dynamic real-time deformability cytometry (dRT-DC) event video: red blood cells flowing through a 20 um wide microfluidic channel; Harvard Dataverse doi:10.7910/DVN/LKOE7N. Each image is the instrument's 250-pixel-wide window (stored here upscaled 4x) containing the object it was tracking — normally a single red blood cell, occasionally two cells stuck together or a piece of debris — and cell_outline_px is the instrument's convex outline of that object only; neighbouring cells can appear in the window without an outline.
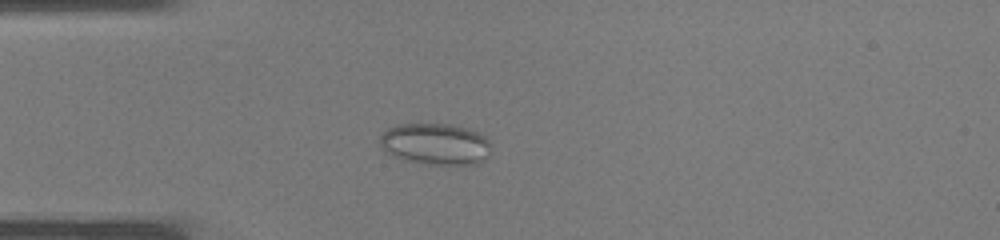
{"species": "common noctule bat (a hibernating species)", "species_latin": "Nyctalus noctula", "temperature_condition": "warm", "stored_images_in_passage": 30, "camera_frame_rate_fps": 3000, "um_per_image_px": 0.085, "animal": {"sex": "male", "body_mass_g": 19.0, "forearm_length_mm": 50.8}, "frame": {"image": 1, "passage_image": 3, "time_ms": 0.667, "image_size_px": [1000, 240], "cell_outline_px": [[488, 156], [476, 164], [420, 164], [404, 160], [392, 156], [380, 144], [380, 136], [388, 128], [400, 124], [452, 124], [476, 132], [484, 136], [488, 140]], "centroid_in_image_um": [36.97, 12.25], "position_along_channel_um": 48.0, "area_um2": 26.59}}
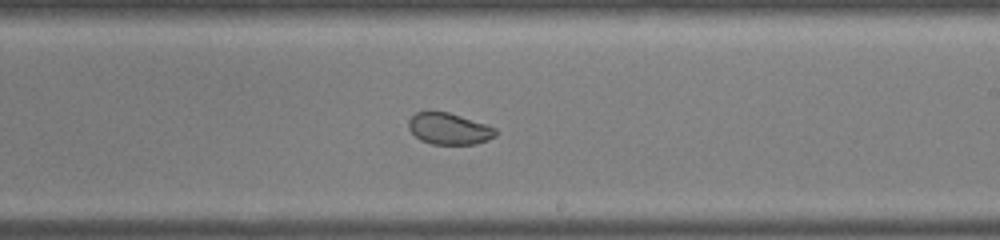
{"frame": {"image": 2, "passage_image": 15, "time_ms": 4.667, "image_size_px": [1000, 240], "cell_outline_px": [[496, 136], [488, 140], [476, 144], [432, 144], [420, 140], [408, 128], [408, 120], [416, 112], [428, 108], [448, 112], [496, 128]], "centroid_in_image_um": [38.11, 10.91], "position_along_channel_um": 250.9, "area_um2": 16.24}}
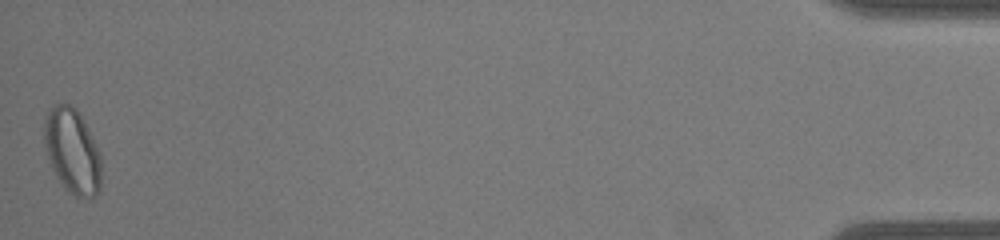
{"frame": {"image": 3, "passage_image": 30, "time_ms": 9.667, "image_size_px": [1000, 240], "cell_outline_px": [[100, 192], [92, 200], [76, 196], [64, 188], [56, 176], [52, 168], [44, 148], [44, 120], [48, 112], [56, 104], [72, 104], [80, 112], [100, 152]], "centroid_in_image_um": [6.15, 12.86], "position_along_channel_um": 429.0, "area_um2": 28.55}}